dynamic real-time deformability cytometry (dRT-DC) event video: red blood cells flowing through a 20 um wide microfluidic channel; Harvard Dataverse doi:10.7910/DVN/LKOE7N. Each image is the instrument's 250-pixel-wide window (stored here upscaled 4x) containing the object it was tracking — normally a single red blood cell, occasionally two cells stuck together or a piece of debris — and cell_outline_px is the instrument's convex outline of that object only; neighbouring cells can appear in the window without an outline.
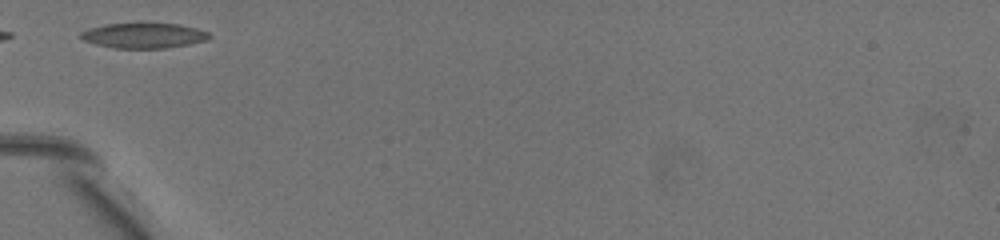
{"species": "common noctule bat (a hibernating species)", "species_latin": "Nyctalus noctula", "temperature_condition": "warm", "stored_images_in_passage": 7, "camera_frame_rate_fps": 3000, "um_per_image_px": 0.085, "animal": {"sex": "female", "body_mass_g": 19.5, "forearm_length_mm": 54.1}, "frame": {"image": 1, "passage_image": 1, "time_ms": 0.0, "image_size_px": [1000, 240], "cell_outline_px": [[212, 36], [204, 40], [188, 44], [164, 48], [112, 48], [96, 44], [84, 40], [80, 36], [80, 32], [88, 28], [104, 24], [140, 20], [180, 24], [196, 28], [208, 32]], "centroid_in_image_um": [12.18, 2.96], "position_along_channel_um": 72.8, "area_um2": 19.71}}